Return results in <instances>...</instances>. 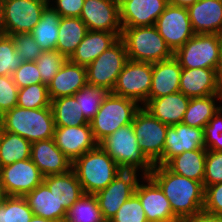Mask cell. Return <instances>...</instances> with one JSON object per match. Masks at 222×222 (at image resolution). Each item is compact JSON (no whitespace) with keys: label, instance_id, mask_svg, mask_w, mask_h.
<instances>
[{"label":"cell","instance_id":"53","mask_svg":"<svg viewBox=\"0 0 222 222\" xmlns=\"http://www.w3.org/2000/svg\"><path fill=\"white\" fill-rule=\"evenodd\" d=\"M29 222H56L40 216L33 215L32 219Z\"/></svg>","mask_w":222,"mask_h":222},{"label":"cell","instance_id":"18","mask_svg":"<svg viewBox=\"0 0 222 222\" xmlns=\"http://www.w3.org/2000/svg\"><path fill=\"white\" fill-rule=\"evenodd\" d=\"M168 4L169 0H121L119 10L122 29L155 25Z\"/></svg>","mask_w":222,"mask_h":222},{"label":"cell","instance_id":"4","mask_svg":"<svg viewBox=\"0 0 222 222\" xmlns=\"http://www.w3.org/2000/svg\"><path fill=\"white\" fill-rule=\"evenodd\" d=\"M84 193L96 194L105 189L120 172L117 163L99 146L87 151L72 163Z\"/></svg>","mask_w":222,"mask_h":222},{"label":"cell","instance_id":"43","mask_svg":"<svg viewBox=\"0 0 222 222\" xmlns=\"http://www.w3.org/2000/svg\"><path fill=\"white\" fill-rule=\"evenodd\" d=\"M222 182V151L207 150L204 188Z\"/></svg>","mask_w":222,"mask_h":222},{"label":"cell","instance_id":"54","mask_svg":"<svg viewBox=\"0 0 222 222\" xmlns=\"http://www.w3.org/2000/svg\"><path fill=\"white\" fill-rule=\"evenodd\" d=\"M217 76L220 83L222 84V50H221V56H220V63L217 69Z\"/></svg>","mask_w":222,"mask_h":222},{"label":"cell","instance_id":"47","mask_svg":"<svg viewBox=\"0 0 222 222\" xmlns=\"http://www.w3.org/2000/svg\"><path fill=\"white\" fill-rule=\"evenodd\" d=\"M53 1V0H52ZM85 0H56L55 7L61 17H80Z\"/></svg>","mask_w":222,"mask_h":222},{"label":"cell","instance_id":"42","mask_svg":"<svg viewBox=\"0 0 222 222\" xmlns=\"http://www.w3.org/2000/svg\"><path fill=\"white\" fill-rule=\"evenodd\" d=\"M14 41L15 51L17 55L25 61H36L43 50L34 40L30 33H19L10 35Z\"/></svg>","mask_w":222,"mask_h":222},{"label":"cell","instance_id":"26","mask_svg":"<svg viewBox=\"0 0 222 222\" xmlns=\"http://www.w3.org/2000/svg\"><path fill=\"white\" fill-rule=\"evenodd\" d=\"M119 39L120 37L116 33L88 30L69 60L77 65L87 67Z\"/></svg>","mask_w":222,"mask_h":222},{"label":"cell","instance_id":"31","mask_svg":"<svg viewBox=\"0 0 222 222\" xmlns=\"http://www.w3.org/2000/svg\"><path fill=\"white\" fill-rule=\"evenodd\" d=\"M48 5L42 12L39 23L30 32L43 51L56 50L60 14Z\"/></svg>","mask_w":222,"mask_h":222},{"label":"cell","instance_id":"1","mask_svg":"<svg viewBox=\"0 0 222 222\" xmlns=\"http://www.w3.org/2000/svg\"><path fill=\"white\" fill-rule=\"evenodd\" d=\"M149 176L163 190L180 221L203 210L205 188L202 182L177 175L165 165H154Z\"/></svg>","mask_w":222,"mask_h":222},{"label":"cell","instance_id":"35","mask_svg":"<svg viewBox=\"0 0 222 222\" xmlns=\"http://www.w3.org/2000/svg\"><path fill=\"white\" fill-rule=\"evenodd\" d=\"M63 222H107L100 210L95 194L84 193L66 210Z\"/></svg>","mask_w":222,"mask_h":222},{"label":"cell","instance_id":"9","mask_svg":"<svg viewBox=\"0 0 222 222\" xmlns=\"http://www.w3.org/2000/svg\"><path fill=\"white\" fill-rule=\"evenodd\" d=\"M127 60L125 44L119 39L86 67L87 83L112 92Z\"/></svg>","mask_w":222,"mask_h":222},{"label":"cell","instance_id":"25","mask_svg":"<svg viewBox=\"0 0 222 222\" xmlns=\"http://www.w3.org/2000/svg\"><path fill=\"white\" fill-rule=\"evenodd\" d=\"M181 72L182 67L174 56L153 63L149 99L179 92Z\"/></svg>","mask_w":222,"mask_h":222},{"label":"cell","instance_id":"11","mask_svg":"<svg viewBox=\"0 0 222 222\" xmlns=\"http://www.w3.org/2000/svg\"><path fill=\"white\" fill-rule=\"evenodd\" d=\"M139 147L155 165L163 156L167 127L143 106L135 114L132 122Z\"/></svg>","mask_w":222,"mask_h":222},{"label":"cell","instance_id":"2","mask_svg":"<svg viewBox=\"0 0 222 222\" xmlns=\"http://www.w3.org/2000/svg\"><path fill=\"white\" fill-rule=\"evenodd\" d=\"M98 145L117 163L121 170H141L149 176L154 164L139 147L131 124L124 125L101 140Z\"/></svg>","mask_w":222,"mask_h":222},{"label":"cell","instance_id":"51","mask_svg":"<svg viewBox=\"0 0 222 222\" xmlns=\"http://www.w3.org/2000/svg\"><path fill=\"white\" fill-rule=\"evenodd\" d=\"M198 0H169V4H172L174 6H180V7H189L190 5H193Z\"/></svg>","mask_w":222,"mask_h":222},{"label":"cell","instance_id":"7","mask_svg":"<svg viewBox=\"0 0 222 222\" xmlns=\"http://www.w3.org/2000/svg\"><path fill=\"white\" fill-rule=\"evenodd\" d=\"M222 50V35L195 34L174 52L182 68L218 69Z\"/></svg>","mask_w":222,"mask_h":222},{"label":"cell","instance_id":"41","mask_svg":"<svg viewBox=\"0 0 222 222\" xmlns=\"http://www.w3.org/2000/svg\"><path fill=\"white\" fill-rule=\"evenodd\" d=\"M108 222H148L139 198L133 194Z\"/></svg>","mask_w":222,"mask_h":222},{"label":"cell","instance_id":"15","mask_svg":"<svg viewBox=\"0 0 222 222\" xmlns=\"http://www.w3.org/2000/svg\"><path fill=\"white\" fill-rule=\"evenodd\" d=\"M91 31L122 33L117 0H85L79 17Z\"/></svg>","mask_w":222,"mask_h":222},{"label":"cell","instance_id":"17","mask_svg":"<svg viewBox=\"0 0 222 222\" xmlns=\"http://www.w3.org/2000/svg\"><path fill=\"white\" fill-rule=\"evenodd\" d=\"M204 148L202 128L191 127L183 123L167 127L162 158L155 165H165L174 156L184 151Z\"/></svg>","mask_w":222,"mask_h":222},{"label":"cell","instance_id":"50","mask_svg":"<svg viewBox=\"0 0 222 222\" xmlns=\"http://www.w3.org/2000/svg\"><path fill=\"white\" fill-rule=\"evenodd\" d=\"M204 148L213 151H222V132L218 137H204Z\"/></svg>","mask_w":222,"mask_h":222},{"label":"cell","instance_id":"39","mask_svg":"<svg viewBox=\"0 0 222 222\" xmlns=\"http://www.w3.org/2000/svg\"><path fill=\"white\" fill-rule=\"evenodd\" d=\"M23 62L15 51L12 37L0 33V76H12Z\"/></svg>","mask_w":222,"mask_h":222},{"label":"cell","instance_id":"27","mask_svg":"<svg viewBox=\"0 0 222 222\" xmlns=\"http://www.w3.org/2000/svg\"><path fill=\"white\" fill-rule=\"evenodd\" d=\"M43 183L65 210L70 208L83 194V189L73 169L63 174L44 177Z\"/></svg>","mask_w":222,"mask_h":222},{"label":"cell","instance_id":"36","mask_svg":"<svg viewBox=\"0 0 222 222\" xmlns=\"http://www.w3.org/2000/svg\"><path fill=\"white\" fill-rule=\"evenodd\" d=\"M109 94L103 87L86 84L75 95L85 119L90 122L99 111L101 103Z\"/></svg>","mask_w":222,"mask_h":222},{"label":"cell","instance_id":"44","mask_svg":"<svg viewBox=\"0 0 222 222\" xmlns=\"http://www.w3.org/2000/svg\"><path fill=\"white\" fill-rule=\"evenodd\" d=\"M18 91L12 76H0V116L17 106Z\"/></svg>","mask_w":222,"mask_h":222},{"label":"cell","instance_id":"33","mask_svg":"<svg viewBox=\"0 0 222 222\" xmlns=\"http://www.w3.org/2000/svg\"><path fill=\"white\" fill-rule=\"evenodd\" d=\"M51 110L55 127H70L90 124L79 107L74 96L61 97L51 100Z\"/></svg>","mask_w":222,"mask_h":222},{"label":"cell","instance_id":"20","mask_svg":"<svg viewBox=\"0 0 222 222\" xmlns=\"http://www.w3.org/2000/svg\"><path fill=\"white\" fill-rule=\"evenodd\" d=\"M179 91L190 98L204 97L222 94V84L216 69L182 68Z\"/></svg>","mask_w":222,"mask_h":222},{"label":"cell","instance_id":"45","mask_svg":"<svg viewBox=\"0 0 222 222\" xmlns=\"http://www.w3.org/2000/svg\"><path fill=\"white\" fill-rule=\"evenodd\" d=\"M12 78L19 89L31 84L42 83L35 61L23 62L13 73Z\"/></svg>","mask_w":222,"mask_h":222},{"label":"cell","instance_id":"6","mask_svg":"<svg viewBox=\"0 0 222 222\" xmlns=\"http://www.w3.org/2000/svg\"><path fill=\"white\" fill-rule=\"evenodd\" d=\"M140 108L135 100L109 92L99 111L89 122L95 141L99 143L120 127L131 124Z\"/></svg>","mask_w":222,"mask_h":222},{"label":"cell","instance_id":"24","mask_svg":"<svg viewBox=\"0 0 222 222\" xmlns=\"http://www.w3.org/2000/svg\"><path fill=\"white\" fill-rule=\"evenodd\" d=\"M190 97L176 92L159 98L148 99L143 107L166 125L182 123Z\"/></svg>","mask_w":222,"mask_h":222},{"label":"cell","instance_id":"5","mask_svg":"<svg viewBox=\"0 0 222 222\" xmlns=\"http://www.w3.org/2000/svg\"><path fill=\"white\" fill-rule=\"evenodd\" d=\"M120 39L124 42L128 59L156 63L174 56L155 25L125 27Z\"/></svg>","mask_w":222,"mask_h":222},{"label":"cell","instance_id":"28","mask_svg":"<svg viewBox=\"0 0 222 222\" xmlns=\"http://www.w3.org/2000/svg\"><path fill=\"white\" fill-rule=\"evenodd\" d=\"M23 197L34 215L56 222L64 221L66 210L58 204L57 199L44 183Z\"/></svg>","mask_w":222,"mask_h":222},{"label":"cell","instance_id":"23","mask_svg":"<svg viewBox=\"0 0 222 222\" xmlns=\"http://www.w3.org/2000/svg\"><path fill=\"white\" fill-rule=\"evenodd\" d=\"M86 84V67L77 65L67 59L47 85L49 97L51 100H54L61 97L74 96Z\"/></svg>","mask_w":222,"mask_h":222},{"label":"cell","instance_id":"32","mask_svg":"<svg viewBox=\"0 0 222 222\" xmlns=\"http://www.w3.org/2000/svg\"><path fill=\"white\" fill-rule=\"evenodd\" d=\"M218 98V99H217ZM215 100L222 101V94L190 98L182 123L191 127L202 128L218 111Z\"/></svg>","mask_w":222,"mask_h":222},{"label":"cell","instance_id":"22","mask_svg":"<svg viewBox=\"0 0 222 222\" xmlns=\"http://www.w3.org/2000/svg\"><path fill=\"white\" fill-rule=\"evenodd\" d=\"M187 10L195 34L222 35V0H198Z\"/></svg>","mask_w":222,"mask_h":222},{"label":"cell","instance_id":"13","mask_svg":"<svg viewBox=\"0 0 222 222\" xmlns=\"http://www.w3.org/2000/svg\"><path fill=\"white\" fill-rule=\"evenodd\" d=\"M43 179L31 158L0 167V181L8 196H24L42 184Z\"/></svg>","mask_w":222,"mask_h":222},{"label":"cell","instance_id":"40","mask_svg":"<svg viewBox=\"0 0 222 222\" xmlns=\"http://www.w3.org/2000/svg\"><path fill=\"white\" fill-rule=\"evenodd\" d=\"M66 60L57 50L43 51L35 61L42 84L48 85Z\"/></svg>","mask_w":222,"mask_h":222},{"label":"cell","instance_id":"10","mask_svg":"<svg viewBox=\"0 0 222 222\" xmlns=\"http://www.w3.org/2000/svg\"><path fill=\"white\" fill-rule=\"evenodd\" d=\"M153 63L128 59L111 93L144 105L149 99Z\"/></svg>","mask_w":222,"mask_h":222},{"label":"cell","instance_id":"14","mask_svg":"<svg viewBox=\"0 0 222 222\" xmlns=\"http://www.w3.org/2000/svg\"><path fill=\"white\" fill-rule=\"evenodd\" d=\"M133 170H120L114 180L95 194L104 219L108 222L135 192L138 183Z\"/></svg>","mask_w":222,"mask_h":222},{"label":"cell","instance_id":"48","mask_svg":"<svg viewBox=\"0 0 222 222\" xmlns=\"http://www.w3.org/2000/svg\"><path fill=\"white\" fill-rule=\"evenodd\" d=\"M222 132V106L203 127L204 137H218Z\"/></svg>","mask_w":222,"mask_h":222},{"label":"cell","instance_id":"8","mask_svg":"<svg viewBox=\"0 0 222 222\" xmlns=\"http://www.w3.org/2000/svg\"><path fill=\"white\" fill-rule=\"evenodd\" d=\"M48 5L47 0H3L0 33L9 36L30 33Z\"/></svg>","mask_w":222,"mask_h":222},{"label":"cell","instance_id":"55","mask_svg":"<svg viewBox=\"0 0 222 222\" xmlns=\"http://www.w3.org/2000/svg\"><path fill=\"white\" fill-rule=\"evenodd\" d=\"M1 23H2V0H0V30H1Z\"/></svg>","mask_w":222,"mask_h":222},{"label":"cell","instance_id":"38","mask_svg":"<svg viewBox=\"0 0 222 222\" xmlns=\"http://www.w3.org/2000/svg\"><path fill=\"white\" fill-rule=\"evenodd\" d=\"M50 105L51 99L46 84H31L30 86L20 88L18 91V107L37 109L50 107Z\"/></svg>","mask_w":222,"mask_h":222},{"label":"cell","instance_id":"3","mask_svg":"<svg viewBox=\"0 0 222 222\" xmlns=\"http://www.w3.org/2000/svg\"><path fill=\"white\" fill-rule=\"evenodd\" d=\"M1 119L4 131L20 135L30 143L52 139L55 132L51 107L25 109L15 106Z\"/></svg>","mask_w":222,"mask_h":222},{"label":"cell","instance_id":"16","mask_svg":"<svg viewBox=\"0 0 222 222\" xmlns=\"http://www.w3.org/2000/svg\"><path fill=\"white\" fill-rule=\"evenodd\" d=\"M147 184L137 183L134 194L139 198L148 222H181L160 186L150 177L142 176Z\"/></svg>","mask_w":222,"mask_h":222},{"label":"cell","instance_id":"19","mask_svg":"<svg viewBox=\"0 0 222 222\" xmlns=\"http://www.w3.org/2000/svg\"><path fill=\"white\" fill-rule=\"evenodd\" d=\"M53 140L55 145L72 163L84 153L93 150L98 145L93 137L90 124L55 127Z\"/></svg>","mask_w":222,"mask_h":222},{"label":"cell","instance_id":"34","mask_svg":"<svg viewBox=\"0 0 222 222\" xmlns=\"http://www.w3.org/2000/svg\"><path fill=\"white\" fill-rule=\"evenodd\" d=\"M31 158V143L20 135L3 131L0 138V167Z\"/></svg>","mask_w":222,"mask_h":222},{"label":"cell","instance_id":"12","mask_svg":"<svg viewBox=\"0 0 222 222\" xmlns=\"http://www.w3.org/2000/svg\"><path fill=\"white\" fill-rule=\"evenodd\" d=\"M155 27L173 52L195 35L187 8L172 4L166 6Z\"/></svg>","mask_w":222,"mask_h":222},{"label":"cell","instance_id":"56","mask_svg":"<svg viewBox=\"0 0 222 222\" xmlns=\"http://www.w3.org/2000/svg\"><path fill=\"white\" fill-rule=\"evenodd\" d=\"M3 123H2V119H1V116H0V138H1V135L3 133Z\"/></svg>","mask_w":222,"mask_h":222},{"label":"cell","instance_id":"21","mask_svg":"<svg viewBox=\"0 0 222 222\" xmlns=\"http://www.w3.org/2000/svg\"><path fill=\"white\" fill-rule=\"evenodd\" d=\"M31 160L44 177L72 169L71 160L55 145L53 138L31 143Z\"/></svg>","mask_w":222,"mask_h":222},{"label":"cell","instance_id":"49","mask_svg":"<svg viewBox=\"0 0 222 222\" xmlns=\"http://www.w3.org/2000/svg\"><path fill=\"white\" fill-rule=\"evenodd\" d=\"M181 222H222V216L201 210L191 217L185 218Z\"/></svg>","mask_w":222,"mask_h":222},{"label":"cell","instance_id":"30","mask_svg":"<svg viewBox=\"0 0 222 222\" xmlns=\"http://www.w3.org/2000/svg\"><path fill=\"white\" fill-rule=\"evenodd\" d=\"M88 32L79 17H61L56 50L69 59Z\"/></svg>","mask_w":222,"mask_h":222},{"label":"cell","instance_id":"29","mask_svg":"<svg viewBox=\"0 0 222 222\" xmlns=\"http://www.w3.org/2000/svg\"><path fill=\"white\" fill-rule=\"evenodd\" d=\"M207 149L184 151L171 158L165 166L173 173L203 183Z\"/></svg>","mask_w":222,"mask_h":222},{"label":"cell","instance_id":"46","mask_svg":"<svg viewBox=\"0 0 222 222\" xmlns=\"http://www.w3.org/2000/svg\"><path fill=\"white\" fill-rule=\"evenodd\" d=\"M203 210L222 216V182L205 187Z\"/></svg>","mask_w":222,"mask_h":222},{"label":"cell","instance_id":"37","mask_svg":"<svg viewBox=\"0 0 222 222\" xmlns=\"http://www.w3.org/2000/svg\"><path fill=\"white\" fill-rule=\"evenodd\" d=\"M33 215L23 196H8L0 205V222H29Z\"/></svg>","mask_w":222,"mask_h":222},{"label":"cell","instance_id":"52","mask_svg":"<svg viewBox=\"0 0 222 222\" xmlns=\"http://www.w3.org/2000/svg\"><path fill=\"white\" fill-rule=\"evenodd\" d=\"M8 197L5 188L2 184V182L0 181V205L4 203V201L6 200V198Z\"/></svg>","mask_w":222,"mask_h":222}]
</instances>
